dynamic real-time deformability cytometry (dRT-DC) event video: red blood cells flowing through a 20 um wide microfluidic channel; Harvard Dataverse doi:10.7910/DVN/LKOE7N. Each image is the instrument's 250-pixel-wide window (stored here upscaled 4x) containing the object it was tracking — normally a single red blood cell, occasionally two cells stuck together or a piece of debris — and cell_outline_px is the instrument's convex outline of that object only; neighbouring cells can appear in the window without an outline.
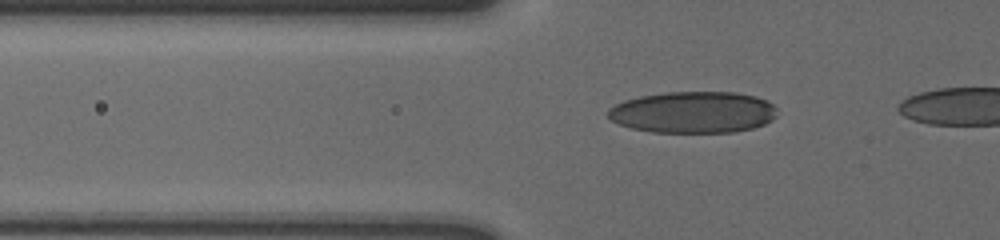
{"species": "human", "species_latin": "Homo sapiens", "temperature_condition": "cold", "stored_images_in_passage": 16, "camera_frame_rate_fps": 3000, "um_per_image_px": 0.085, "donor": {"sex": "male"}, "frame": {"image": 1, "passage_image": 12, "time_ms": 3.667, "image_size_px": [1000, 240], "cell_outline_px": [[776, 116], [772, 120], [764, 124], [752, 128], [732, 132], [652, 132], [632, 128], [620, 124], [612, 120], [608, 116], [608, 108], [624, 100], [640, 96], [664, 92], [736, 92], [756, 96], [772, 104], [776, 108]], "centroid_in_image_um": [58.92, 9.53], "position_along_channel_um": 66.9, "area_um2": 40.92}}